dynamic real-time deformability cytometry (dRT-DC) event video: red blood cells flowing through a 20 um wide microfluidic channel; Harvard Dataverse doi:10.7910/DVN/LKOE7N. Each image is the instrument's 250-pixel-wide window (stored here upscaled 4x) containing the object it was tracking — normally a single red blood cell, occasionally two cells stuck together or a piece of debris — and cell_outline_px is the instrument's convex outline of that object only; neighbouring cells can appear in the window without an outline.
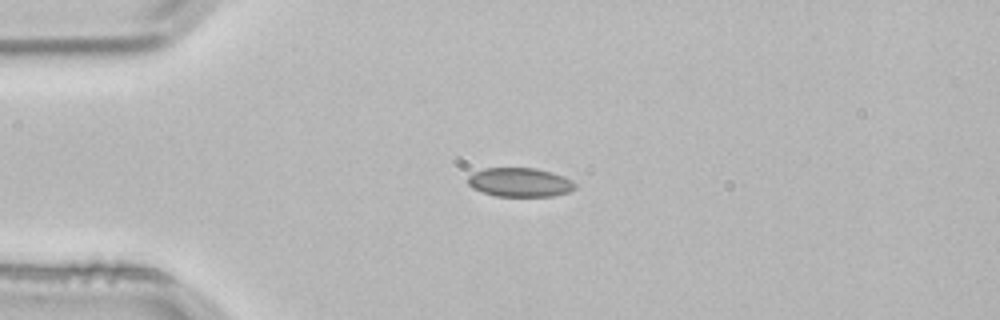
{"species": "common noctule bat (a hibernating species)", "species_latin": "Nyctalus noctula", "temperature_condition": "room temperature", "stored_images_in_passage": 3, "camera_frame_rate_fps": 3000, "um_per_image_px": 0.085, "animal": {"sex": "male", "body_mass_g": 21.5, "forearm_length_mm": 52.0}, "frame": {"image": 1, "passage_image": 2, "time_ms": 0.333, "image_size_px": [1000, 320], "cell_outline_px": [[576, 188], [568, 192], [552, 196], [496, 196], [472, 188], [468, 184], [468, 176], [484, 168], [536, 168], [552, 172], [572, 180], [576, 184]], "centroid_in_image_um": [44.2, 15.49], "position_along_channel_um": 40.8, "area_um2": 18.03}}
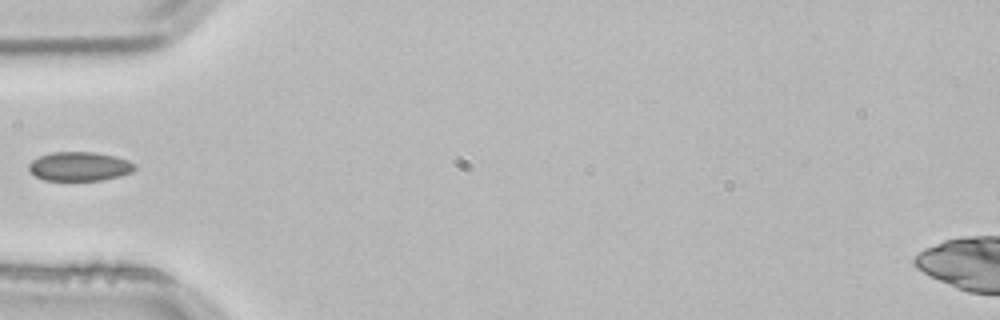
{"frame": {"image": 2, "passage_image": 3, "time_ms": 0.667, "image_size_px": [1000, 320], "cell_outline_px": [[136, 168], [132, 172], [120, 176], [104, 180], [44, 180], [36, 176], [28, 168], [28, 164], [32, 160], [40, 156], [52, 152], [92, 152], [116, 156], [128, 160], [136, 164]], "centroid_in_image_um": [6.79, 14.14], "position_along_channel_um": 78.2, "area_um2": 17.98}}